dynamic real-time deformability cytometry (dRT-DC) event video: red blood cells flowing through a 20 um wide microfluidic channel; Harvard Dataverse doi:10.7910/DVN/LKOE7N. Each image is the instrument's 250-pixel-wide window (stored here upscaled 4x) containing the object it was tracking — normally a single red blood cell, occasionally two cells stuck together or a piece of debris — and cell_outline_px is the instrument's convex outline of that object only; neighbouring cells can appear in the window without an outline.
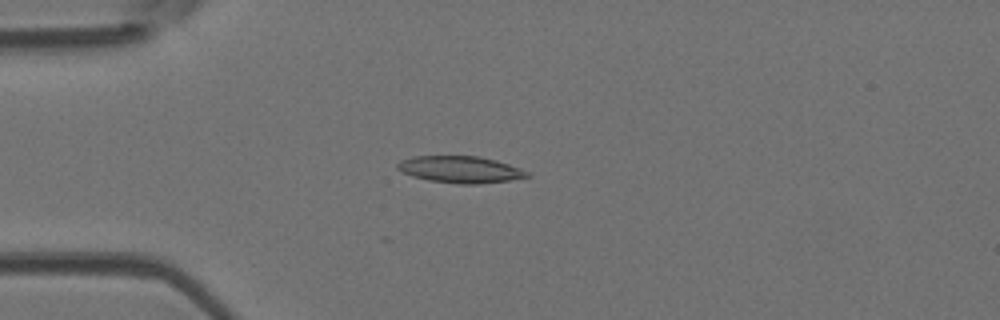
{"species": "Egyptian fruit bat (a non-hibernating species)", "species_latin": "Rousettus aegyptiacus", "temperature_condition": "room temperature", "stored_images_in_passage": 48, "camera_frame_rate_fps": 3000, "um_per_image_px": 0.085, "animal": {"sex": "female"}, "frame": {"image": 1, "passage_image": 10, "time_ms": 3.0, "image_size_px": [1000, 320], "cell_outline_px": [[532, 176], [508, 180], [480, 184], [460, 184], [428, 180], [412, 176], [396, 168], [396, 164], [400, 160], [412, 156], [476, 156], [496, 160], [520, 168], [528, 172]], "centroid_in_image_um": [39.11, 14.4], "position_along_channel_um": 45.9, "area_um2": 20.17}}
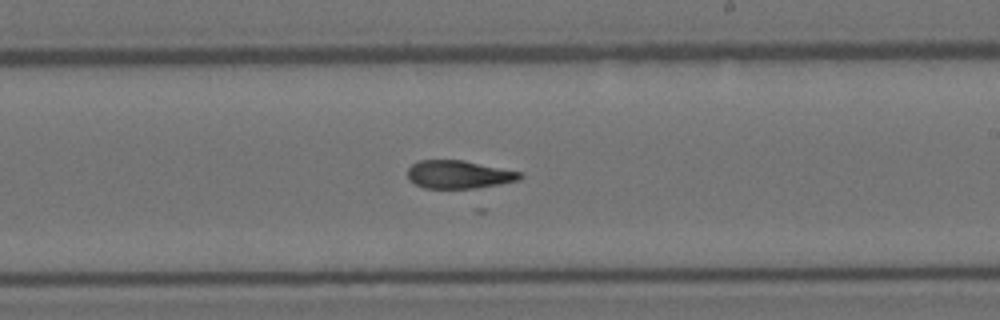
{"frame": {"image": 2, "passage_image": 27, "time_ms": 8.667, "image_size_px": [1000, 320], "cell_outline_px": [[524, 176], [520, 180], [500, 184], [476, 188], [424, 188], [408, 180], [408, 168], [412, 164], [420, 160], [464, 160], [520, 172]], "centroid_in_image_um": [39.0, 14.83], "position_along_channel_um": 250.0, "area_um2": 18.38}}
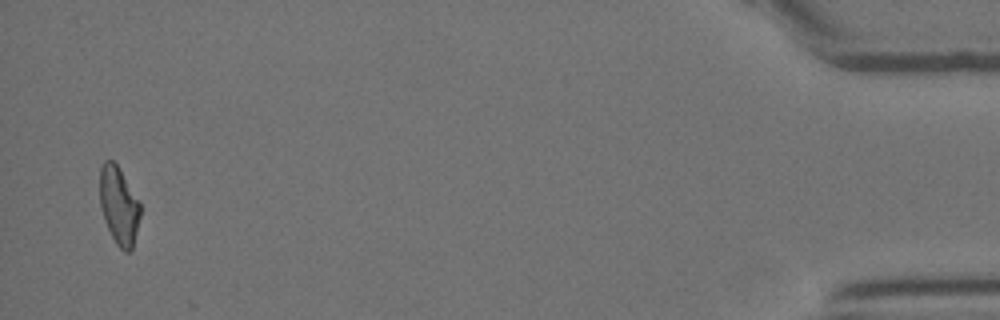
{"frame": {"image": 3, "passage_image": 47, "time_ms": 15.333, "image_size_px": [1000, 320], "cell_outline_px": [[140, 216], [132, 248], [128, 252], [124, 252], [116, 244], [104, 220], [100, 208], [100, 168], [104, 160], [112, 160], [116, 164], [140, 204]], "centroid_in_image_um": [10.08, 17.49], "position_along_channel_um": 425.1, "area_um2": 17.98}}